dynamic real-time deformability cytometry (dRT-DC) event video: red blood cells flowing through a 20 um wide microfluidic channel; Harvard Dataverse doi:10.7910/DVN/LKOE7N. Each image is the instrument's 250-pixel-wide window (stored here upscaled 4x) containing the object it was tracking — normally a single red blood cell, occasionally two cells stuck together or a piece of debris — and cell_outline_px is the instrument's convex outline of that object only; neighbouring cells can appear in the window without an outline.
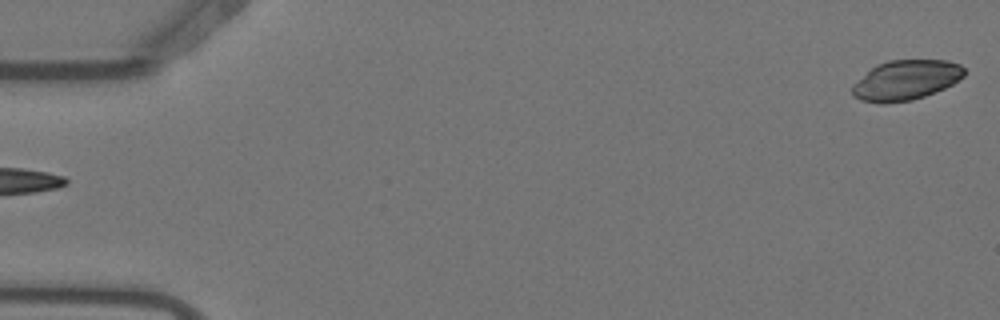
{"species": "Egyptian fruit bat (a non-hibernating species)", "species_latin": "Rousettus aegyptiacus", "temperature_condition": "warm", "stored_images_in_passage": 5, "segment_of_instrument_passage": [2, 2], "camera_frame_rate_fps": 3000, "um_per_image_px": 0.085, "animal": {"sex": "female"}, "frame": {"image": 1, "passage_image": 5, "time_ms": 1.333, "image_size_px": [1000, 320], "cell_outline_px": [[964, 76], [952, 84], [944, 88], [924, 96], [912, 100], [884, 104], [880, 104], [860, 100], [852, 96], [852, 84], [876, 64], [888, 60], [948, 60], [960, 64], [964, 68]], "centroid_in_image_um": [76.97, 6.81], "position_along_channel_um": 8.0, "area_um2": 26.24}}